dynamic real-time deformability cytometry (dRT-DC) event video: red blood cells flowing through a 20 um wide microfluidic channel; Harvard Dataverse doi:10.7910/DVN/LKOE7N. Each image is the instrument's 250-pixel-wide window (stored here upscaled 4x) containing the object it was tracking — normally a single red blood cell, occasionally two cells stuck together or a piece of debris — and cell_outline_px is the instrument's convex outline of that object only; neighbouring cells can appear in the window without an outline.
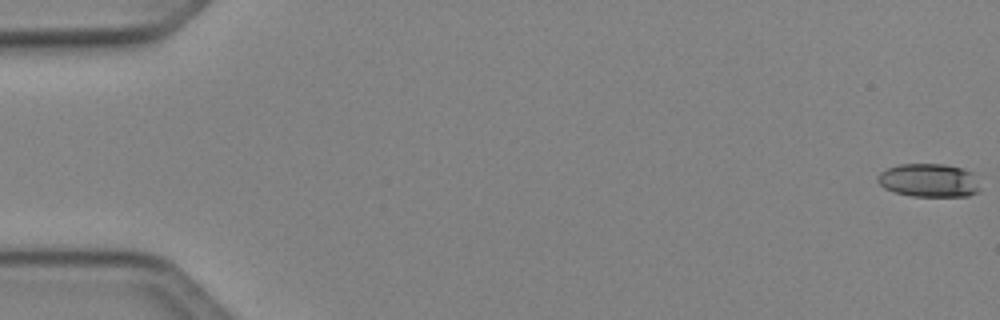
{"species": "Egyptian fruit bat (a non-hibernating species)", "species_latin": "Rousettus aegyptiacus", "temperature_condition": "cold", "stored_images_in_passage": 51, "camera_frame_rate_fps": 3000, "um_per_image_px": 0.085, "animal": {"sex": "female"}, "frame": {"image": 1, "passage_image": 1, "time_ms": 0.0, "image_size_px": [1000, 320], "cell_outline_px": [[980, 188], [976, 192], [968, 196], [912, 196], [896, 192], [884, 188], [876, 180], [876, 176], [880, 172], [888, 168], [900, 164], [944, 164], [960, 168], [972, 172]], "centroid_in_image_um": [78.93, 15.33], "position_along_channel_um": 6.1, "area_um2": 19.83}}
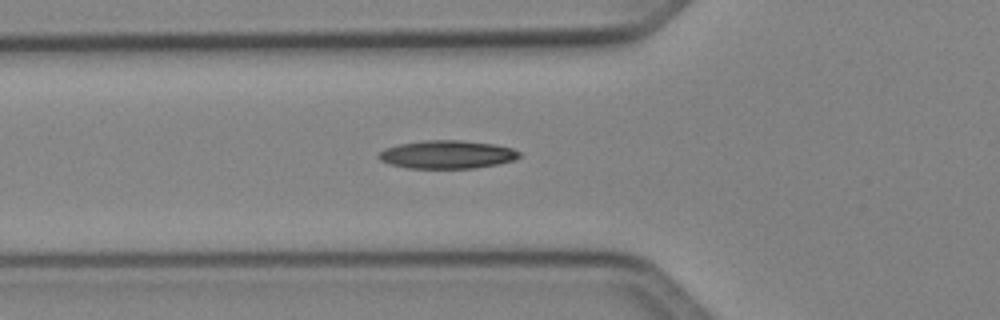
{"frame": {"image": 2, "passage_image": 19, "time_ms": 6.0, "image_size_px": [1000, 320], "cell_outline_px": [[520, 156], [512, 160], [496, 164], [472, 168], [408, 168], [392, 164], [380, 160], [376, 156], [384, 148], [400, 144], [424, 140], [460, 140], [492, 144], [512, 148], [520, 152]], "centroid_in_image_um": [37.97, 13.13], "position_along_channel_um": 87.8, "area_um2": 22.83}}
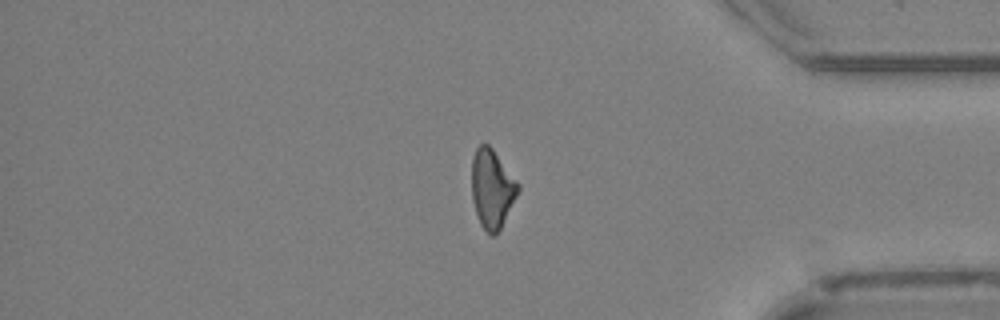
{"frame": {"image": 3, "passage_image": 43, "time_ms": 14.0, "image_size_px": [1000, 320], "cell_outline_px": [[520, 188], [496, 236], [492, 236], [480, 224], [472, 200], [472, 160], [476, 148], [480, 144], [488, 144], [492, 148], [520, 184]], "centroid_in_image_um": [41.81, 16.03], "position_along_channel_um": 393.4, "area_um2": 20.98}, "authors_computed_cell_mechanics": {"area_um2": 21.386, "velocity_mm_per_s": 4.1002, "shape_relaxation_time_tau1_ms": null, "shape_relaxation_time_tau2_ms": 7.9176, "deformation_change_tau1": null, "deformation_change_tau2": 0.1922}}